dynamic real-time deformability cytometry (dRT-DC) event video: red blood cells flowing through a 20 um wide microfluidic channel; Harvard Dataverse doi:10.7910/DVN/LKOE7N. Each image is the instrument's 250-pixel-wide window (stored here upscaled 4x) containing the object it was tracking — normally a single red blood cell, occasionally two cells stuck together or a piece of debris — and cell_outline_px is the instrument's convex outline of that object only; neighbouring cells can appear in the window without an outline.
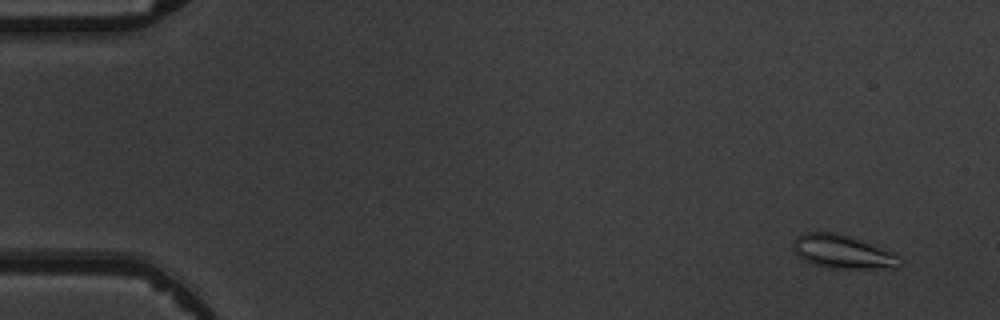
{"species": "common noctule bat (a hibernating species)", "species_latin": "Nyctalus noctula", "temperature_condition": "warm", "stored_images_in_passage": 5, "camera_frame_rate_fps": 3000, "um_per_image_px": 0.085, "animal": {"sex": "male", "body_mass_g": 19.5, "forearm_length_mm": 54.6}, "frame": {"image": 1, "passage_image": 2, "time_ms": 1.0, "image_size_px": [1000, 320], "cell_outline_px": [[904, 264], [896, 268], [828, 268], [804, 260], [796, 256], [792, 248], [792, 240], [796, 236], [804, 232], [836, 232], [896, 252], [900, 256]], "centroid_in_image_um": [71.64, 21.4], "position_along_channel_um": 13.4, "area_um2": 21.21}}
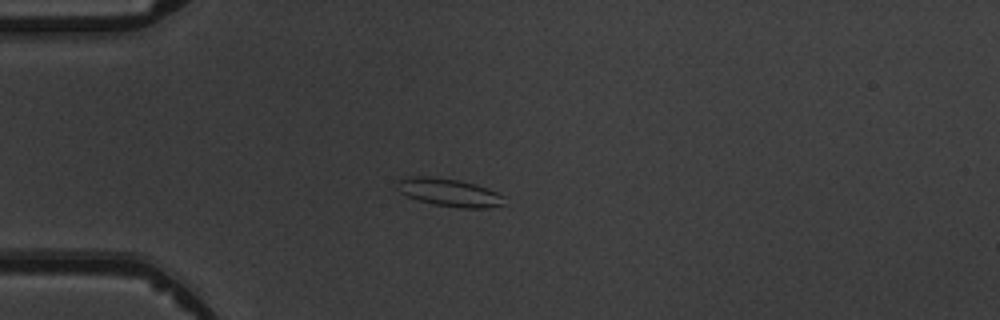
{"frame": {"image": 2, "passage_image": 5, "time_ms": 4.667, "image_size_px": [1000, 320], "cell_outline_px": [[504, 204], [488, 208], [460, 208], [432, 204], [408, 196], [400, 192], [396, 188], [396, 180], [408, 176], [432, 176], [460, 180], [476, 184], [488, 188], [504, 196]], "centroid_in_image_um": [38.16, 16.34], "position_along_channel_um": 46.8, "area_um2": 17.63}}